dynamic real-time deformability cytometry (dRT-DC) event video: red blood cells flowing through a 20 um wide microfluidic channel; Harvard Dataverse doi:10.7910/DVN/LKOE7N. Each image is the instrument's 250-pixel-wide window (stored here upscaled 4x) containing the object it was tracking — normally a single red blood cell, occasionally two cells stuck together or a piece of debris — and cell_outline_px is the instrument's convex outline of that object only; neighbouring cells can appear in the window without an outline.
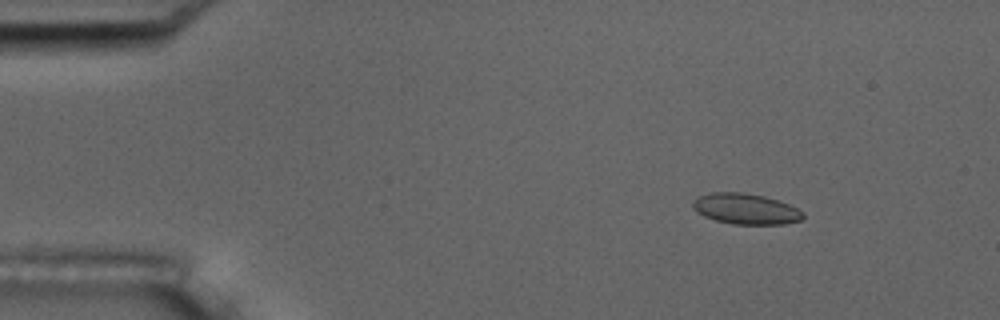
{"species": "common noctule bat (a hibernating species)", "species_latin": "Nyctalus noctula", "temperature_condition": "room temperature", "stored_images_in_passage": 54, "camera_frame_rate_fps": 3000, "um_per_image_px": 0.085, "animal": {"sex": "male", "body_mass_g": 17.5, "forearm_length_mm": 52.3}, "frame": {"image": 1, "passage_image": 7, "time_ms": 2.0, "image_size_px": [1000, 320], "cell_outline_px": [[804, 216], [800, 220], [784, 224], [732, 224], [716, 220], [704, 216], [696, 212], [692, 208], [692, 200], [696, 196], [712, 192], [744, 192], [764, 196], [788, 204], [804, 212]], "centroid_in_image_um": [63.33, 17.74], "position_along_channel_um": 21.7, "area_um2": 19.83}}
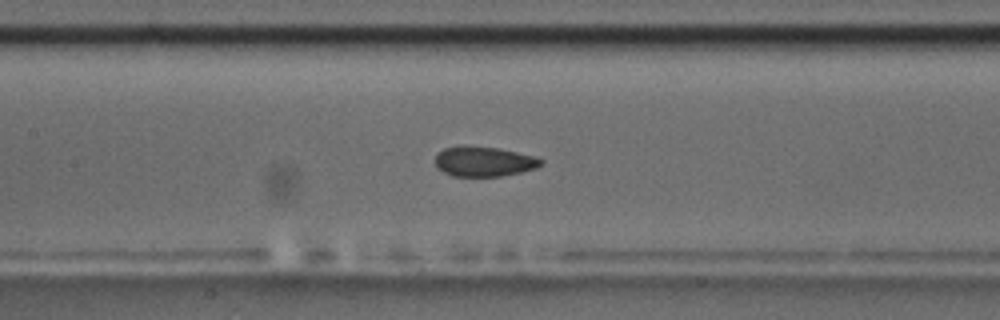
{"frame": {"image": 2, "passage_image": 25, "time_ms": 8.0, "image_size_px": [1000, 320], "cell_outline_px": [[544, 164], [536, 168], [520, 172], [500, 176], [452, 176], [436, 168], [436, 152], [444, 148], [460, 144], [464, 144], [500, 148], [536, 156], [544, 160]], "centroid_in_image_um": [41.12, 13.7], "position_along_channel_um": 166.3, "area_um2": 18.96}}
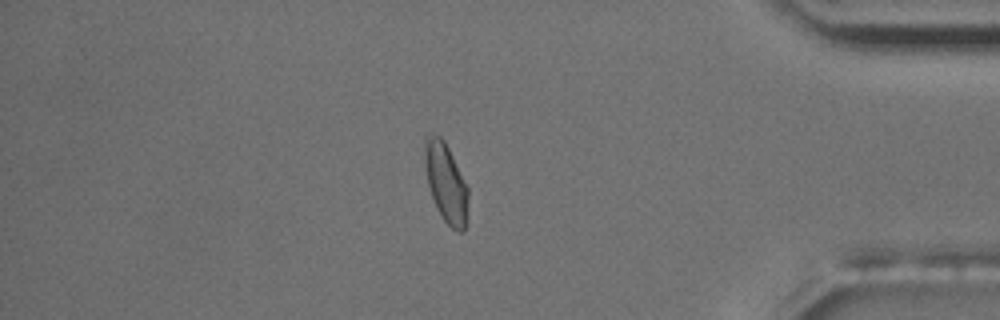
{"frame": {"image": 3, "passage_image": 46, "time_ms": 15.0, "image_size_px": [1000, 320], "cell_outline_px": [[468, 220], [464, 232], [456, 232], [444, 220], [436, 208], [428, 184], [424, 156], [424, 136], [428, 132], [440, 136], [444, 140], [468, 188]], "centroid_in_image_um": [37.91, 15.55], "position_along_channel_um": 397.3, "area_um2": 20.23}, "authors_computed_cell_mechanics": {"area_um2": 19.363, "velocity_mm_per_s": 3.7639, "shape_relaxation_time_tau1_ms": 8.3181, "shape_relaxation_time_tau2_ms": 1.2921, "deformation_change_tau1": 0.133, "deformation_change_tau2": 0.0455}}